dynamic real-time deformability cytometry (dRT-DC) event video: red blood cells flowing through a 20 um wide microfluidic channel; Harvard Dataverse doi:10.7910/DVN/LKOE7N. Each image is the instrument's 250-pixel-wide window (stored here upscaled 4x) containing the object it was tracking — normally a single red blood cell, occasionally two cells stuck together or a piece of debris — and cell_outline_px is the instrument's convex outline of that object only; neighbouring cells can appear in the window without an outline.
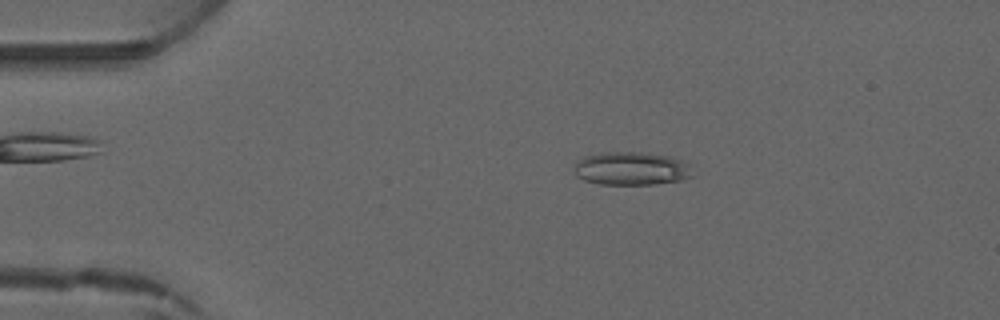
{"species": "common noctule bat (a hibernating species)", "species_latin": "Nyctalus noctula", "temperature_condition": "warm", "stored_images_in_passage": 2, "camera_frame_rate_fps": 3000, "um_per_image_px": 0.085, "animal": {"sex": "male", "forearm_length_mm": 52.5}, "frame": {"image": 1, "passage_image": 1, "time_ms": 0.0, "image_size_px": [1000, 320], "cell_outline_px": [[696, 176], [680, 180], [652, 184], [600, 184], [584, 180], [576, 176], [576, 164], [584, 156], [600, 152], [648, 152], [672, 156], [688, 164]], "centroid_in_image_um": [53.71, 14.31], "position_along_channel_um": 31.3, "area_um2": 23.06}}